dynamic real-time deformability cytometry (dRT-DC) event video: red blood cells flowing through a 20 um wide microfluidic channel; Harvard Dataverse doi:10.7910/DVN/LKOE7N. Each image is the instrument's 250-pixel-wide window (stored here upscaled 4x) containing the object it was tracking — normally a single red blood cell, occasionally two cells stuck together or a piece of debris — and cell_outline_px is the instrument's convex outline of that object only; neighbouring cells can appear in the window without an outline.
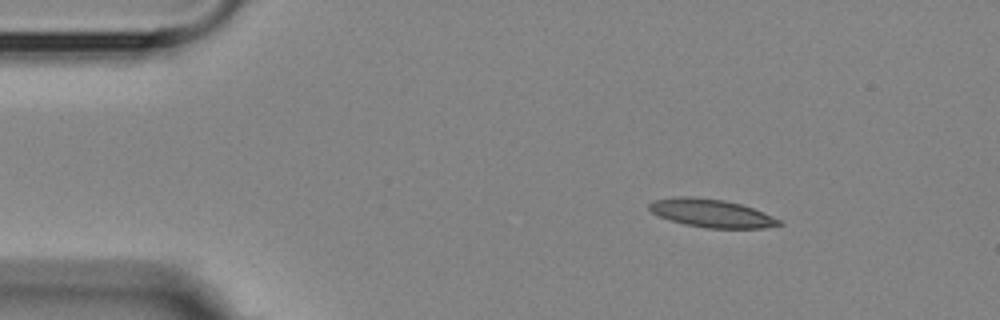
{"species": "Egyptian fruit bat (a non-hibernating species)", "species_latin": "Rousettus aegyptiacus", "temperature_condition": "room temperature", "stored_images_in_passage": 4, "camera_frame_rate_fps": 3000, "um_per_image_px": 0.085, "animal": {"sex": "female"}, "frame": {"image": 1, "passage_image": 2, "time_ms": 1.0, "image_size_px": [1000, 320], "cell_outline_px": [[784, 224], [764, 228], [708, 228], [684, 224], [660, 216], [652, 212], [648, 208], [648, 204], [656, 200], [676, 196], [692, 196], [724, 200], [740, 204], [752, 208], [780, 220]], "centroid_in_image_um": [60.46, 18.12], "position_along_channel_um": 24.5, "area_um2": 21.04}}